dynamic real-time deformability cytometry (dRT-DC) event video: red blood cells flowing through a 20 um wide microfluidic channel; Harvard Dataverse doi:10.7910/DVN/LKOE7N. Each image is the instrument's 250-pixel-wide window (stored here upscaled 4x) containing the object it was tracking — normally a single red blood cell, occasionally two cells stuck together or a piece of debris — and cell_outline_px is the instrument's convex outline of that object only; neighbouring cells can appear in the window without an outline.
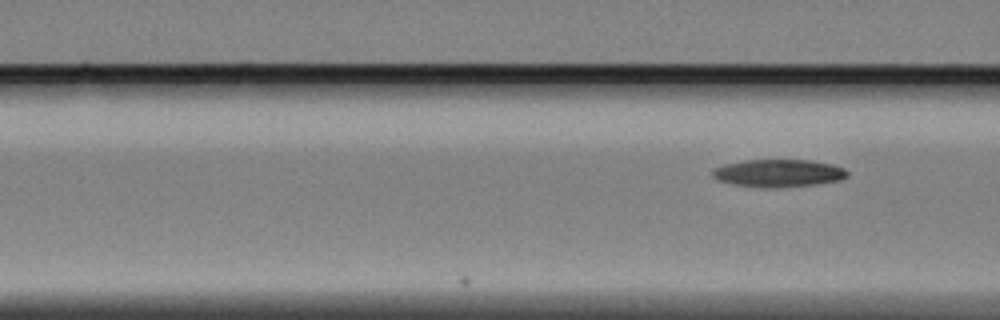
{"species": "Egyptian fruit bat (a non-hibernating species)", "species_latin": "Rousettus aegyptiacus", "temperature_condition": "cold", "stored_images_in_passage": 11, "camera_frame_rate_fps": 3000, "um_per_image_px": 0.085, "animal": {"sex": "female"}, "frame": {"image": 1, "passage_image": 11, "time_ms": 3.333, "image_size_px": [1000, 320], "cell_outline_px": [[848, 176], [840, 180], [816, 184], [776, 188], [764, 188], [732, 184], [716, 180], [712, 176], [712, 168], [724, 164], [744, 160], [808, 160], [832, 164], [844, 168], [848, 172]], "centroid_in_image_um": [66.13, 14.72], "position_along_channel_um": 100.5, "area_um2": 21.91}}